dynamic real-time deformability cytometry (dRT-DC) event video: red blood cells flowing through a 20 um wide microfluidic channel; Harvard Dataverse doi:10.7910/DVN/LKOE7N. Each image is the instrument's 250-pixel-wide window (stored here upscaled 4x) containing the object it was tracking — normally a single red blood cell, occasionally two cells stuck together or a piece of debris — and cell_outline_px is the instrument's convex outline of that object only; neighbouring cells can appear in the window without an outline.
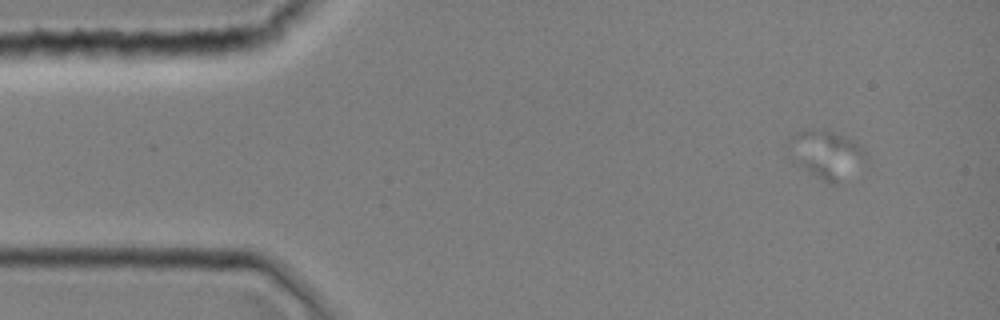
{"species": "common noctule bat (a hibernating species)", "species_latin": "Nyctalus noctula", "temperature_condition": "room temperature", "stored_images_in_passage": 6, "camera_frame_rate_fps": 3000, "um_per_image_px": 0.085, "animal": {"sex": "female", "body_mass_g": 19.0, "forearm_length_mm": 51.5}, "frame": {"image": 1, "passage_image": 5, "time_ms": 1.333, "image_size_px": [1000, 320], "cell_outline_px": [[864, 156], [832, 184], [828, 184], [796, 164], [784, 156], [784, 144], [796, 132], [812, 128], [828, 128], [852, 140], [864, 152]], "centroid_in_image_um": [69.95, 13.01], "position_along_channel_um": 15.1, "area_um2": 21.04}}